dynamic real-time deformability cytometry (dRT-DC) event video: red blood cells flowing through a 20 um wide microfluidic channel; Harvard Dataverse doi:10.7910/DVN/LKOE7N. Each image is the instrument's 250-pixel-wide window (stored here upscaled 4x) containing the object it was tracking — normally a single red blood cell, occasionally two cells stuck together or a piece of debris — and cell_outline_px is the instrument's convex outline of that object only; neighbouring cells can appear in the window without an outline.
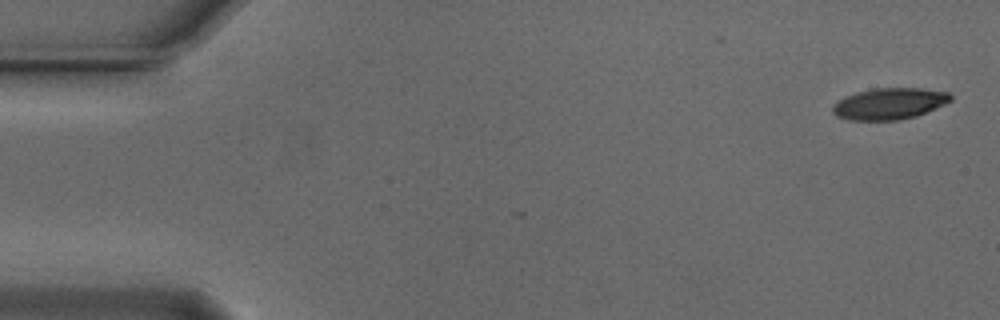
{"species": "Egyptian fruit bat (a non-hibernating species)", "species_latin": "Rousettus aegyptiacus", "temperature_condition": "cold", "stored_images_in_passage": 3, "camera_frame_rate_fps": 3000, "um_per_image_px": 0.085, "animal": {"sex": "male"}, "frame": {"image": 1, "passage_image": 1, "time_ms": 0.0, "image_size_px": [1000, 320], "cell_outline_px": [[952, 100], [944, 104], [916, 116], [900, 120], [848, 120], [836, 116], [832, 112], [832, 104], [836, 100], [844, 96], [856, 92], [872, 88], [924, 88], [948, 92], [952, 96]], "centroid_in_image_um": [75.55, 8.8], "position_along_channel_um": 9.5, "area_um2": 21.85}}